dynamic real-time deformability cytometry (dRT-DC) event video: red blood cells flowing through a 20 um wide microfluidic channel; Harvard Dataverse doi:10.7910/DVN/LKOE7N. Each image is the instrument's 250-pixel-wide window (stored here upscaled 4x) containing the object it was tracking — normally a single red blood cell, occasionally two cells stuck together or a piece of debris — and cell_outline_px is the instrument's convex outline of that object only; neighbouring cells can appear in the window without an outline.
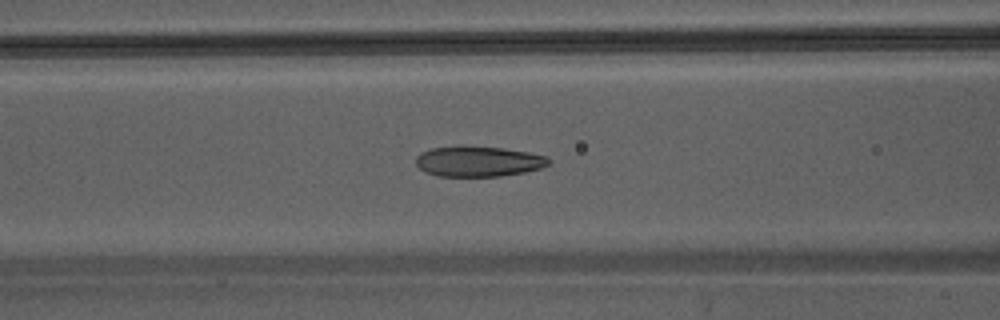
{"species": "Egyptian fruit bat (a non-hibernating species)", "species_latin": "Rousettus aegyptiacus", "temperature_condition": "warm", "stored_images_in_passage": 34, "camera_frame_rate_fps": 3000, "um_per_image_px": 0.085, "animal": {"sex": "male"}, "frame": {"image": 1, "passage_image": 10, "time_ms": 3.0, "image_size_px": [1000, 320], "cell_outline_px": [[548, 164], [540, 168], [524, 172], [500, 176], [436, 176], [424, 172], [416, 164], [416, 156], [420, 152], [428, 148], [504, 148], [528, 152], [548, 156]], "centroid_in_image_um": [40.64, 13.75], "position_along_channel_um": 126.0, "area_um2": 22.95}}
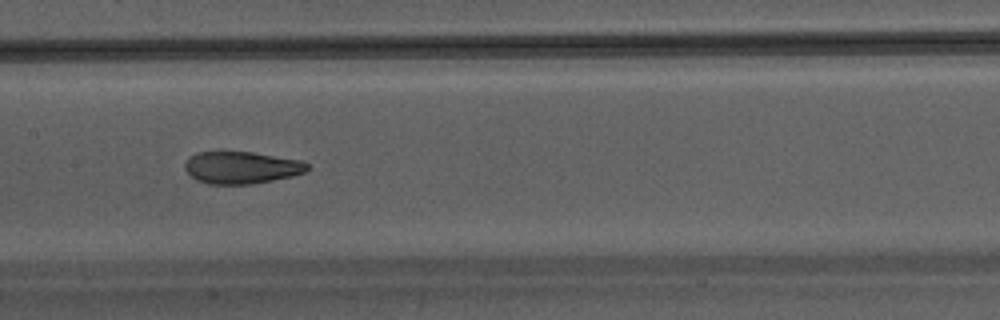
{"frame": {"image": 2, "passage_image": 14, "time_ms": 4.333, "image_size_px": [1000, 320], "cell_outline_px": [[308, 168], [304, 172], [292, 176], [252, 184], [208, 184], [196, 180], [184, 168], [184, 164], [196, 152], [252, 152], [300, 160], [308, 164]], "centroid_in_image_um": [20.51, 14.25], "position_along_channel_um": 186.9, "area_um2": 22.72}}
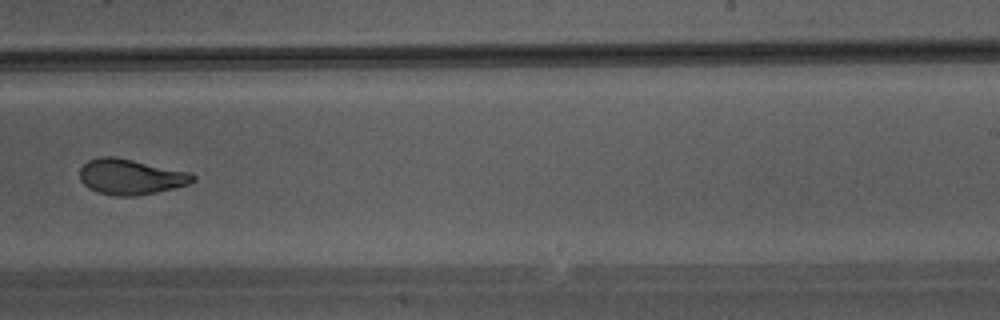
{"frame": {"image": 3, "passage_image": 20, "time_ms": 6.333, "image_size_px": [1000, 320], "cell_outline_px": [[196, 180], [188, 184], [156, 192], [136, 196], [116, 196], [96, 192], [88, 188], [80, 180], [80, 168], [88, 160], [100, 156], [112, 156], [192, 172], [196, 176]], "centroid_in_image_um": [11.1, 15.03], "position_along_channel_um": 277.9, "area_um2": 23.47}}